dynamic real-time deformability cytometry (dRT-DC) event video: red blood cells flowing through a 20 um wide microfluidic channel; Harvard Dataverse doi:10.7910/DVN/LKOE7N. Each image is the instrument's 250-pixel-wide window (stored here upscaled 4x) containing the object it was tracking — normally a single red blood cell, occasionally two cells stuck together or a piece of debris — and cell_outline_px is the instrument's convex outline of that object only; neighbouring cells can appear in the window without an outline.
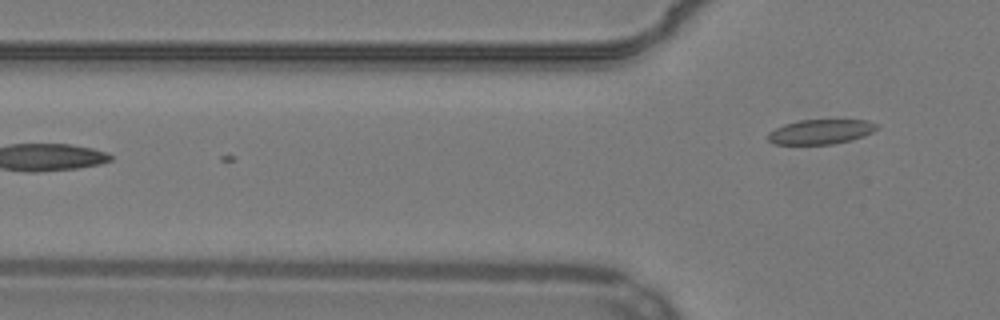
{"species": "common noctule bat (a hibernating species)", "species_latin": "Nyctalus noctula", "temperature_condition": "warm", "stored_images_in_passage": 3, "camera_frame_rate_fps": 3000, "um_per_image_px": 0.085, "animal": {"sex": "male", "body_mass_g": 19.2, "forearm_length_mm": 51.8}, "frame": {"image": 1, "passage_image": 3, "time_ms": 0.667, "image_size_px": [1000, 320], "cell_outline_px": [[880, 128], [864, 136], [852, 140], [832, 144], [772, 144], [768, 140], [768, 132], [784, 124], [800, 120], [868, 120], [880, 124]], "centroid_in_image_um": [69.8, 11.19], "position_along_channel_um": 56.0, "area_um2": 15.84}}